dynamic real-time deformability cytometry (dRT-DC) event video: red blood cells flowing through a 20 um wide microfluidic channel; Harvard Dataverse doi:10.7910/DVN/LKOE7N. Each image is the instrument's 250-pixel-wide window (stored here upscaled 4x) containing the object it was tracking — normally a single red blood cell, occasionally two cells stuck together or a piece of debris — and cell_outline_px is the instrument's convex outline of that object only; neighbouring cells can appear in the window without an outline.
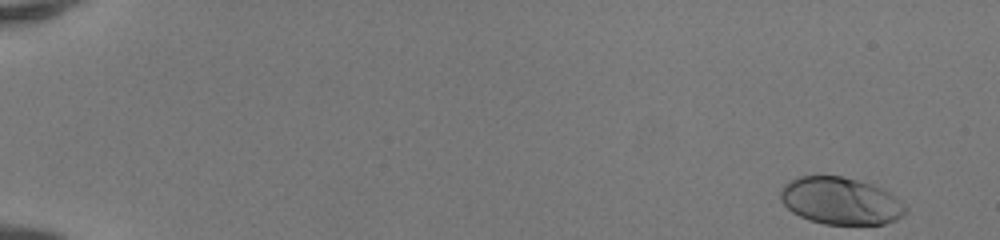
{"species": "human", "species_latin": "Homo sapiens", "temperature_condition": "room temperature", "stored_images_in_passage": 49, "camera_frame_rate_fps": 3000, "um_per_image_px": 0.085, "donor": {"sex": "female"}, "frame": {"image": 1, "passage_image": 1, "time_ms": 0.0, "image_size_px": [1000, 240], "cell_outline_px": [[908, 212], [896, 220], [884, 224], [824, 224], [808, 220], [792, 212], [780, 200], [780, 192], [784, 184], [788, 180], [800, 176], [840, 176], [872, 184], [884, 188], [908, 208]], "centroid_in_image_um": [71.45, 17.08], "position_along_channel_um": 13.6, "area_um2": 34.51}}
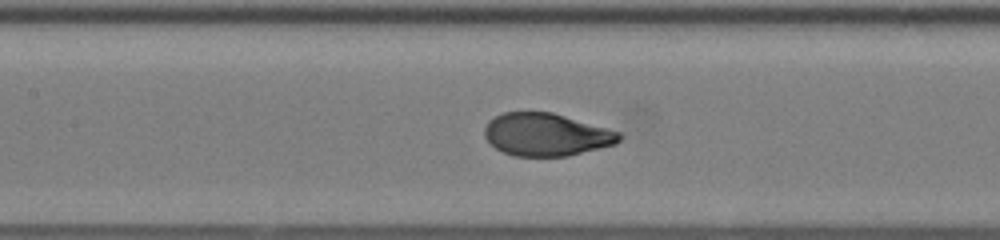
{"frame": {"image": 2, "passage_image": 24, "time_ms": 7.667, "image_size_px": [1000, 240], "cell_outline_px": [[624, 136], [616, 144], [568, 156], [512, 156], [496, 148], [484, 136], [484, 128], [488, 120], [504, 112], [552, 112], [620, 132]], "centroid_in_image_um": [46.43, 11.44], "position_along_channel_um": 161.0, "area_um2": 33.47}}
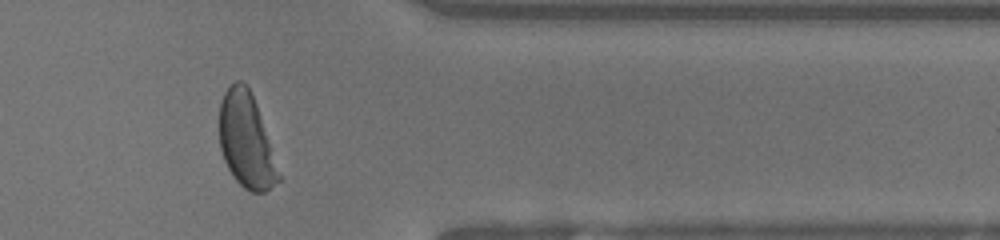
{"frame": {"image": 3, "passage_image": 41, "time_ms": 13.333, "image_size_px": [1000, 240], "cell_outline_px": [[280, 180], [264, 192], [252, 192], [244, 188], [232, 176], [224, 160], [220, 148], [220, 104], [224, 92], [236, 80], [240, 80], [248, 88], [256, 104], [280, 176]], "centroid_in_image_um": [20.9, 11.97], "position_along_channel_um": 390.5, "area_um2": 31.79}, "authors_computed_cell_mechanics": {"area_um2": 34.0442, "velocity_mm_per_s": 4.1956, "shape_relaxation_time_tau1_ms": 2.4168, "shape_relaxation_time_tau2_ms": null, "deformation_change_tau1": 0.1929, "deformation_change_tau2": null}}